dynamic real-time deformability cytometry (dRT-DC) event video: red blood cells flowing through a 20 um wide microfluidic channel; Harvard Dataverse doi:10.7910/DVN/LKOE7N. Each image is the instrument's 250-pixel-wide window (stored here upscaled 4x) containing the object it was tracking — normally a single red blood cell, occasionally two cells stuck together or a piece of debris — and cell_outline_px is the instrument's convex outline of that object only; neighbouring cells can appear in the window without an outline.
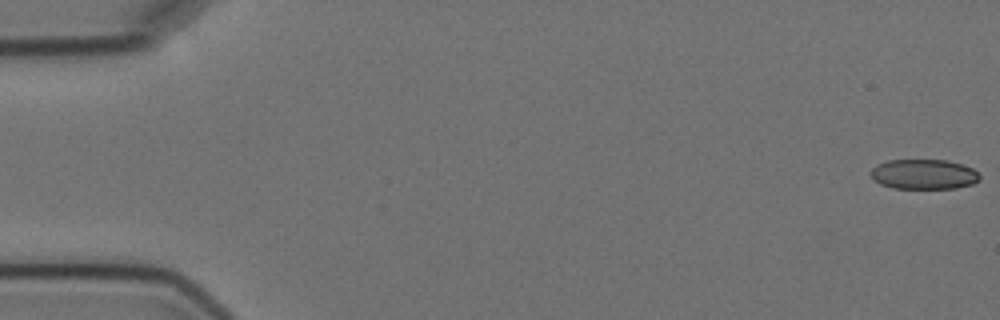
{"species": "Egyptian fruit bat (a non-hibernating species)", "species_latin": "Rousettus aegyptiacus", "temperature_condition": "cold", "stored_images_in_passage": 8, "camera_frame_rate_fps": 3000, "um_per_image_px": 0.085, "animal": {"sex": "female"}, "frame": {"image": 1, "passage_image": 1, "time_ms": 0.0, "image_size_px": [1000, 320], "cell_outline_px": [[980, 180], [972, 184], [956, 188], [892, 188], [880, 184], [872, 180], [868, 172], [876, 164], [888, 160], [948, 160], [964, 164], [972, 168], [980, 176]], "centroid_in_image_um": [78.48, 14.8], "position_along_channel_um": 6.5, "area_um2": 19.31}}
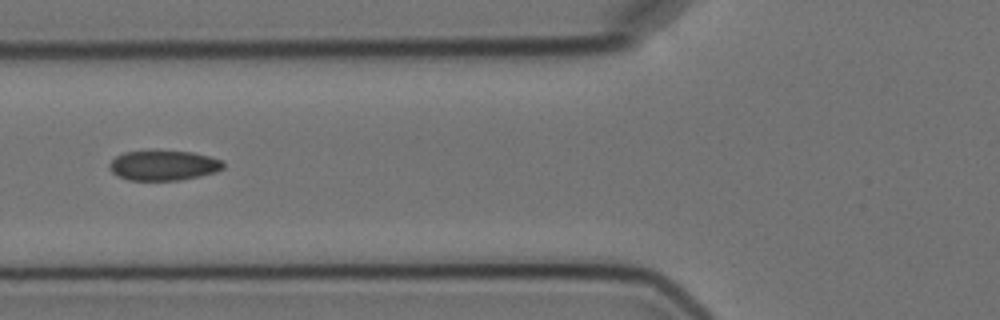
{"frame": {"image": 2, "passage_image": 7, "time_ms": 7.0, "image_size_px": [1000, 320], "cell_outline_px": [[224, 168], [216, 172], [200, 176], [180, 180], [128, 180], [116, 176], [108, 168], [108, 164], [116, 156], [124, 152], [148, 148], [152, 148], [192, 152], [224, 160]], "centroid_in_image_um": [13.86, 14.02], "position_along_channel_um": 111.9, "area_um2": 20.81}}
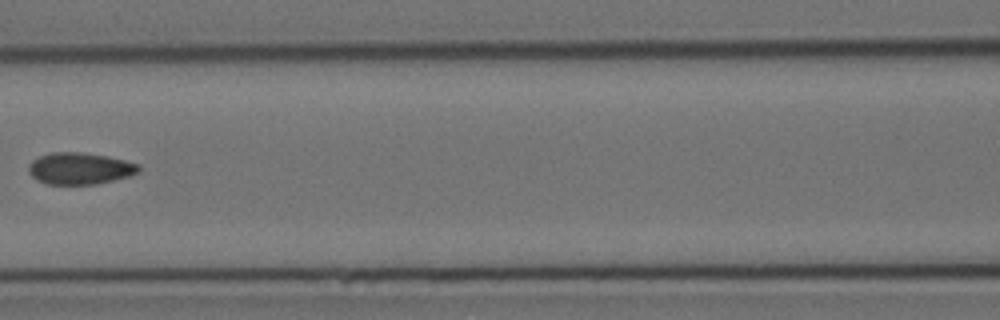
{"frame": {"image": 3, "passage_image": 8, "time_ms": 8.333, "image_size_px": [1000, 320], "cell_outline_px": [[140, 172], [128, 176], [96, 184], [48, 184], [36, 180], [28, 172], [28, 164], [32, 160], [40, 156], [52, 152], [80, 152], [108, 156], [140, 164]], "centroid_in_image_um": [6.77, 14.31], "position_along_channel_um": 159.8, "area_um2": 20.4}}